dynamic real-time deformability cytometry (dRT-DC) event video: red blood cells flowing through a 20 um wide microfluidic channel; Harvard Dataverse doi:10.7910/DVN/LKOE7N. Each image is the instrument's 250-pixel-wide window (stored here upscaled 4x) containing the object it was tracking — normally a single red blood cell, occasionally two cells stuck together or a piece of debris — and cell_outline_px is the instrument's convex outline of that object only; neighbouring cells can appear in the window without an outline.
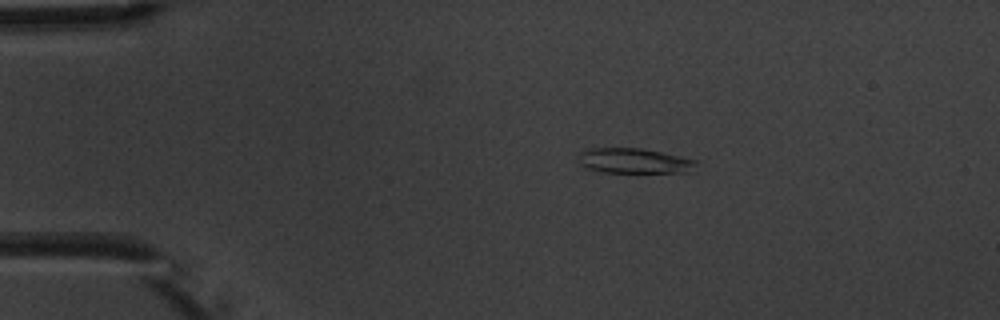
{"species": "common noctule bat (a hibernating species)", "species_latin": "Nyctalus noctula", "temperature_condition": "warm", "stored_images_in_passage": 9, "camera_frame_rate_fps": 3000, "um_per_image_px": 0.085, "animal": {"sex": "male", "body_mass_g": 20.1, "forearm_length_mm": 53.5}, "frame": {"image": 1, "passage_image": 2, "time_ms": 1.0, "image_size_px": [1000, 320], "cell_outline_px": [[696, 164], [692, 172], [604, 172], [588, 168], [580, 164], [580, 152], [588, 148], [640, 148], [660, 152], [696, 160]], "centroid_in_image_um": [53.9, 13.67], "position_along_channel_um": 31.1, "area_um2": 16.94}}
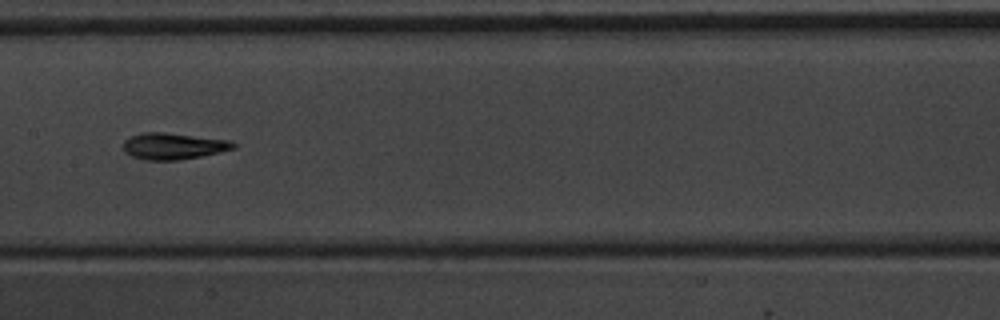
{"frame": {"image": 2, "passage_image": 7, "time_ms": 6.667, "image_size_px": [1000, 320], "cell_outline_px": [[236, 148], [220, 152], [200, 156], [176, 160], [144, 160], [132, 156], [124, 152], [124, 140], [140, 132], [164, 132], [232, 140], [236, 144]], "centroid_in_image_um": [14.75, 12.41], "position_along_channel_um": 192.7, "area_um2": 17.05}}
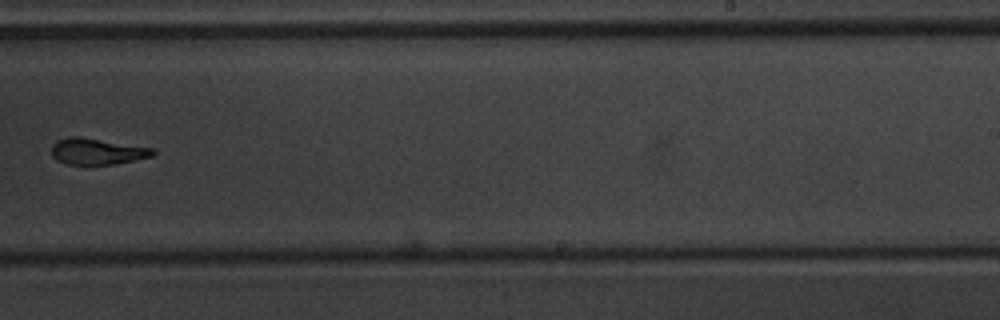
{"frame": {"image": 3, "passage_image": 9, "time_ms": 9.0, "image_size_px": [1000, 320], "cell_outline_px": [[156, 152], [152, 156], [136, 160], [112, 164], [68, 164], [56, 160], [52, 156], [52, 144], [56, 140], [68, 136], [80, 136], [156, 148]], "centroid_in_image_um": [8.27, 12.85], "position_along_channel_um": 280.7, "area_um2": 15.72}}